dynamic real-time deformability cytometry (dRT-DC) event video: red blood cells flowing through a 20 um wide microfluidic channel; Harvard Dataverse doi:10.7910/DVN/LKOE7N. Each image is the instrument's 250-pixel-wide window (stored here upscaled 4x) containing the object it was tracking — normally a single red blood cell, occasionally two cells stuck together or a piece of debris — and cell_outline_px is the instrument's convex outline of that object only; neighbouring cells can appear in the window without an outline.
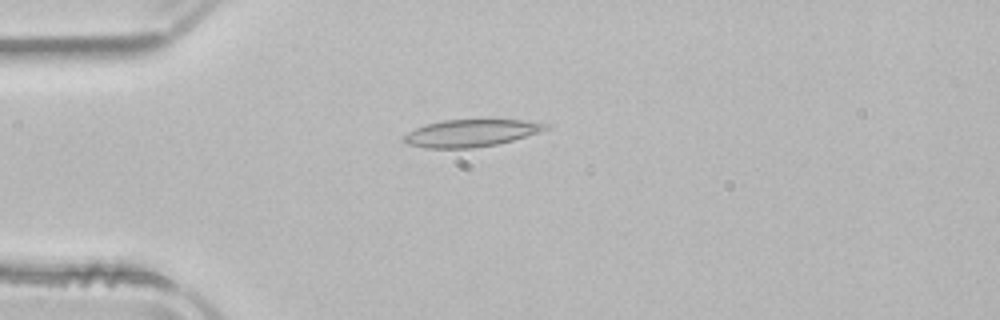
{"species": "common noctule bat (a hibernating species)", "species_latin": "Nyctalus noctula", "temperature_condition": "room temperature", "stored_images_in_passage": 6, "camera_frame_rate_fps": 3000, "um_per_image_px": 0.085, "animal": {"sex": "male", "body_mass_g": 21.5, "forearm_length_mm": 52.0}, "frame": {"image": 1, "passage_image": 4, "time_ms": 1.0, "image_size_px": [1000, 320], "cell_outline_px": [[548, 128], [540, 132], [512, 140], [496, 144], [472, 148], [424, 148], [408, 144], [404, 140], [404, 136], [408, 132], [424, 124], [444, 120], [520, 120], [548, 124]], "centroid_in_image_um": [40.0, 11.31], "position_along_channel_um": 45.0, "area_um2": 22.2}}
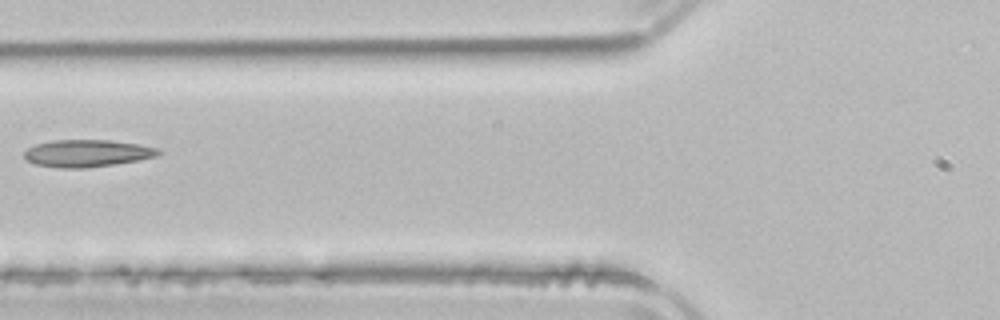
{"frame": {"image": 2, "passage_image": 6, "time_ms": 1.667, "image_size_px": [1000, 320], "cell_outline_px": [[164, 152], [156, 156], [136, 160], [112, 164], [84, 168], [60, 168], [36, 164], [28, 160], [24, 156], [24, 152], [28, 148], [36, 144], [52, 140], [112, 140], [140, 144], [156, 148]], "centroid_in_image_um": [7.41, 13.02], "position_along_channel_um": 118.4, "area_um2": 21.1}}